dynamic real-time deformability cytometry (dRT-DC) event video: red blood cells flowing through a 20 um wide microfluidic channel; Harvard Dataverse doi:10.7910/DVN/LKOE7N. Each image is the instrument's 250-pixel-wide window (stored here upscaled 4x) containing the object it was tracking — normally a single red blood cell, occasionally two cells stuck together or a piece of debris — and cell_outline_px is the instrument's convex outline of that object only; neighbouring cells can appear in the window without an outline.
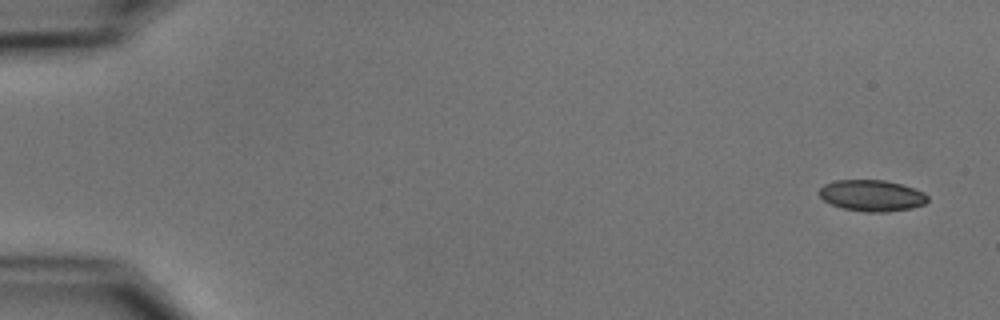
{"species": "common noctule bat (a hibernating species)", "species_latin": "Nyctalus noctula", "temperature_condition": "cold", "stored_images_in_passage": 4, "camera_frame_rate_fps": 3000, "um_per_image_px": 0.085, "animal": {"sex": "male", "body_mass_g": 15.6}, "frame": {"image": 1, "passage_image": 1, "time_ms": 0.0, "image_size_px": [1000, 320], "cell_outline_px": [[928, 200], [924, 204], [912, 208], [884, 212], [868, 212], [844, 208], [832, 204], [824, 200], [816, 192], [824, 184], [836, 180], [884, 180], [900, 184], [924, 192], [928, 196]], "centroid_in_image_um": [74.09, 16.62], "position_along_channel_um": 10.9, "area_um2": 19.65}}
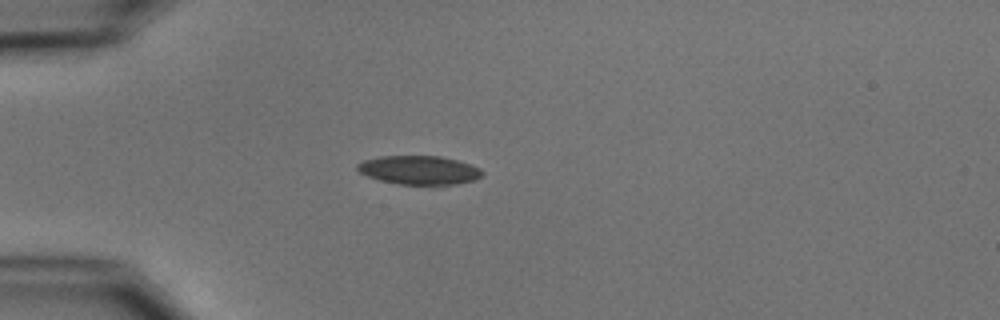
{"frame": {"image": 2, "passage_image": 4, "time_ms": 4.333, "image_size_px": [1000, 320], "cell_outline_px": [[484, 172], [480, 176], [472, 180], [432, 188], [400, 184], [380, 180], [368, 176], [360, 172], [356, 168], [356, 164], [364, 160], [380, 156], [440, 156], [456, 160], [480, 168]], "centroid_in_image_um": [35.61, 14.49], "position_along_channel_um": 49.4, "area_um2": 21.33}}